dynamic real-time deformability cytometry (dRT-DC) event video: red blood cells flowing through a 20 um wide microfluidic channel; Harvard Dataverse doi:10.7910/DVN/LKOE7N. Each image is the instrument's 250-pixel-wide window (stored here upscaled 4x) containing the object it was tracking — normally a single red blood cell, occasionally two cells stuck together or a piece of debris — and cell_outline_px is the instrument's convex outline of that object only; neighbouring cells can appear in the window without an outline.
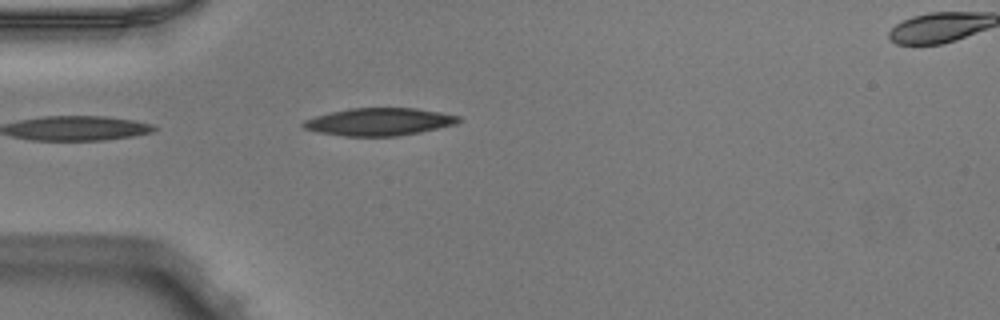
{"species": "Egyptian fruit bat (a non-hibernating species)", "species_latin": "Rousettus aegyptiacus", "temperature_condition": "warm", "stored_images_in_passage": 18, "camera_frame_rate_fps": 3000, "um_per_image_px": 0.085, "animal": {"sex": "male"}, "frame": {"image": 1, "passage_image": 1, "time_ms": 0.0, "image_size_px": [1000, 320], "cell_outline_px": [[460, 120], [456, 124], [420, 132], [400, 136], [344, 136], [316, 132], [300, 128], [300, 124], [304, 120], [316, 116], [348, 108], [416, 108], [440, 112], [460, 116]], "centroid_in_image_um": [32.19, 10.36], "position_along_channel_um": 52.8, "area_um2": 25.09}}